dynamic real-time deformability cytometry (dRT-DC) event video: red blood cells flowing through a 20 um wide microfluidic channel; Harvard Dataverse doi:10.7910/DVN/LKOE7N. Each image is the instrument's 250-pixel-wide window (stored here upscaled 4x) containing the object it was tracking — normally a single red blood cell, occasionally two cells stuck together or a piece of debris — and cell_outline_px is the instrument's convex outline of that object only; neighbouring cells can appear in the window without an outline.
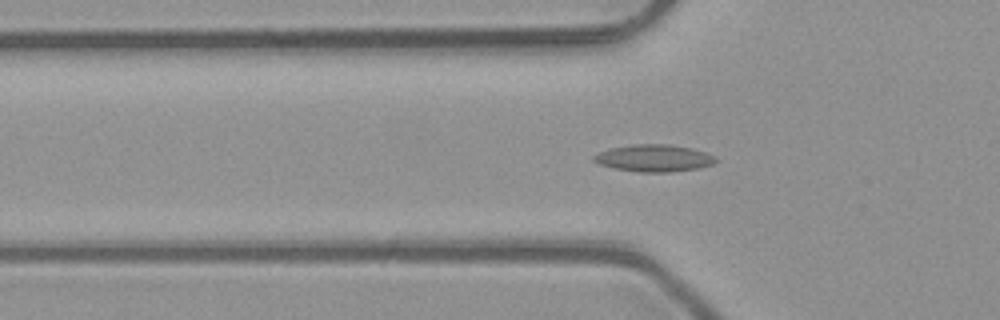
{"species": "common noctule bat (a hibernating species)", "species_latin": "Nyctalus noctula", "temperature_condition": "room temperature", "stored_images_in_passage": 53, "camera_frame_rate_fps": 3000, "um_per_image_px": 0.085, "animal": {"sex": "male", "body_mass_g": 23.1, "forearm_length_mm": 52.7}, "frame": {"image": 1, "passage_image": 18, "time_ms": 5.667, "image_size_px": [1000, 320], "cell_outline_px": [[720, 160], [712, 164], [696, 168], [668, 172], [640, 172], [616, 168], [600, 164], [592, 160], [592, 156], [600, 152], [612, 148], [632, 144], [668, 144], [692, 148], [716, 156]], "centroid_in_image_um": [55.61, 13.43], "position_along_channel_um": 70.2, "area_um2": 19.07}}
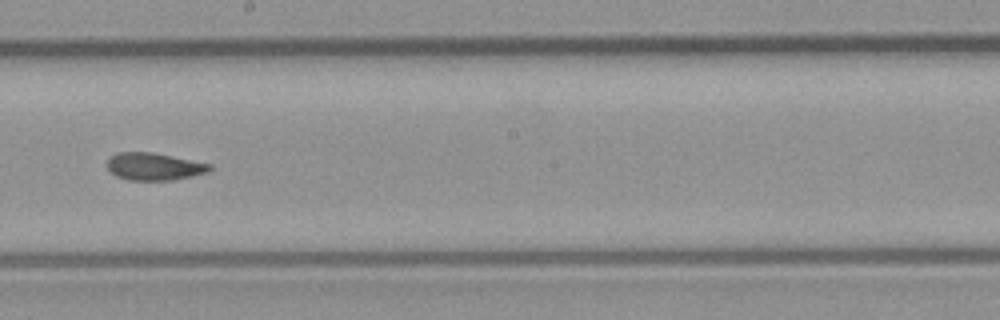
{"frame": {"image": 2, "passage_image": 30, "time_ms": 9.667, "image_size_px": [1000, 320], "cell_outline_px": [[212, 168], [208, 172], [192, 176], [172, 180], [128, 180], [116, 176], [108, 168], [108, 160], [116, 152], [152, 152], [212, 164]], "centroid_in_image_um": [13.12, 14.15], "position_along_channel_um": 235.1, "area_um2": 16.3}}
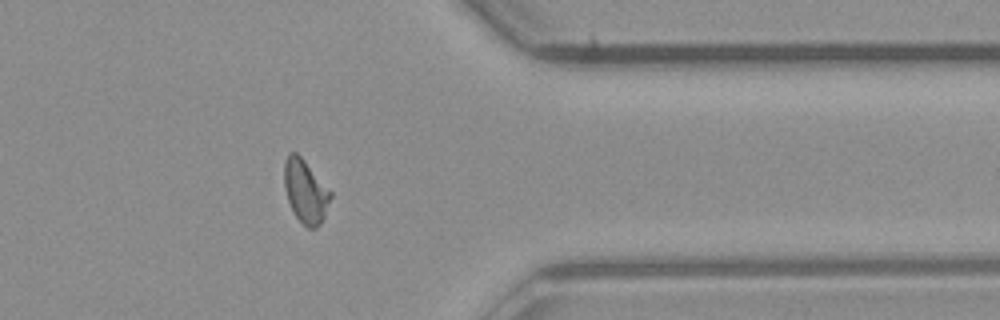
{"frame": {"image": 3, "passage_image": 42, "time_ms": 13.667, "image_size_px": [1000, 320], "cell_outline_px": [[332, 196], [324, 216], [320, 224], [316, 228], [308, 228], [296, 216], [288, 200], [284, 188], [284, 160], [288, 152], [296, 152], [304, 160], [332, 192]], "centroid_in_image_um": [25.96, 16.23], "position_along_channel_um": 385.4, "area_um2": 16.94}, "authors_computed_cell_mechanics": {"area_um2": 17.051, "velocity_mm_per_s": 4.0973, "shape_relaxation_time_tau1_ms": 11.2192, "shape_relaxation_time_tau2_ms": 2.3662, "deformation_change_tau1": 0.2191, "deformation_change_tau2": 0.0773}}